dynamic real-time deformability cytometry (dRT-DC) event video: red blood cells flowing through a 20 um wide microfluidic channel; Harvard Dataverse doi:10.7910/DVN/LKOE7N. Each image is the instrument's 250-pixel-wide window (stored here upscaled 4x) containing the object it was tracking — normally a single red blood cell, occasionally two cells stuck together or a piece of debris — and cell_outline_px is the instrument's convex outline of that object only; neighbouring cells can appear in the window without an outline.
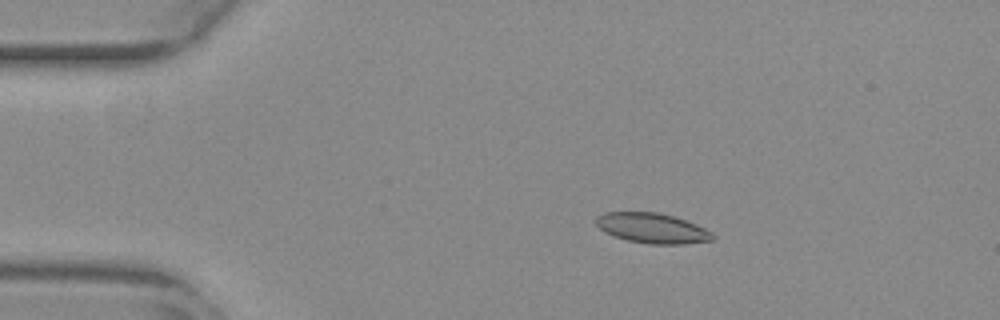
{"species": "common noctule bat (a hibernating species)", "species_latin": "Nyctalus noctula", "temperature_condition": "warm", "stored_images_in_passage": 48, "camera_frame_rate_fps": 3000, "um_per_image_px": 0.085, "animal": {"sex": "female", "body_mass_g": 29.2, "forearm_length_mm": 56.3}, "frame": {"image": 1, "passage_image": 5, "time_ms": 1.333, "image_size_px": [1000, 320], "cell_outline_px": [[716, 236], [712, 240], [684, 244], [648, 244], [628, 240], [604, 232], [596, 224], [596, 216], [604, 212], [656, 212], [672, 216], [696, 224], [712, 232]], "centroid_in_image_um": [55.44, 19.39], "position_along_channel_um": 29.6, "area_um2": 20.35}}
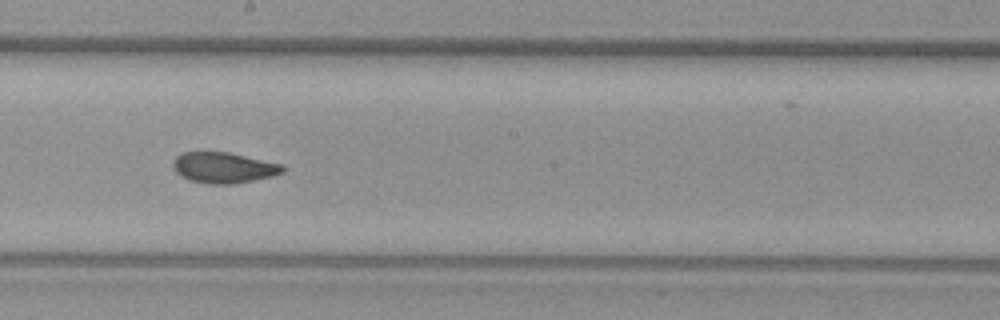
{"frame": {"image": 2, "passage_image": 25, "time_ms": 8.0, "image_size_px": [1000, 320], "cell_outline_px": [[284, 172], [272, 176], [232, 184], [208, 184], [188, 180], [176, 172], [172, 164], [172, 160], [176, 156], [184, 152], [228, 152], [284, 164]], "centroid_in_image_um": [19.0, 14.25], "position_along_channel_um": 229.2, "area_um2": 19.71}}
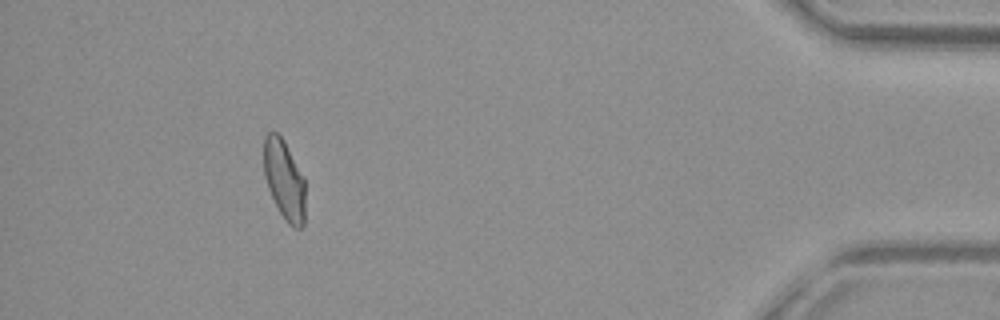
{"frame": {"image": 3, "passage_image": 44, "time_ms": 14.333, "image_size_px": [1000, 320], "cell_outline_px": [[304, 224], [300, 228], [292, 228], [288, 224], [280, 212], [268, 188], [264, 176], [264, 136], [268, 132], [276, 132], [284, 140], [304, 176]], "centroid_in_image_um": [24.16, 15.27], "position_along_channel_um": 411.0, "area_um2": 19.25}, "authors_computed_cell_mechanics": {"area_um2": 19.8832, "velocity_mm_per_s": 3.859, "shape_relaxation_time_tau1_ms": null, "shape_relaxation_time_tau2_ms": 1.5809, "deformation_change_tau1": null, "deformation_change_tau2": 0.0652}}